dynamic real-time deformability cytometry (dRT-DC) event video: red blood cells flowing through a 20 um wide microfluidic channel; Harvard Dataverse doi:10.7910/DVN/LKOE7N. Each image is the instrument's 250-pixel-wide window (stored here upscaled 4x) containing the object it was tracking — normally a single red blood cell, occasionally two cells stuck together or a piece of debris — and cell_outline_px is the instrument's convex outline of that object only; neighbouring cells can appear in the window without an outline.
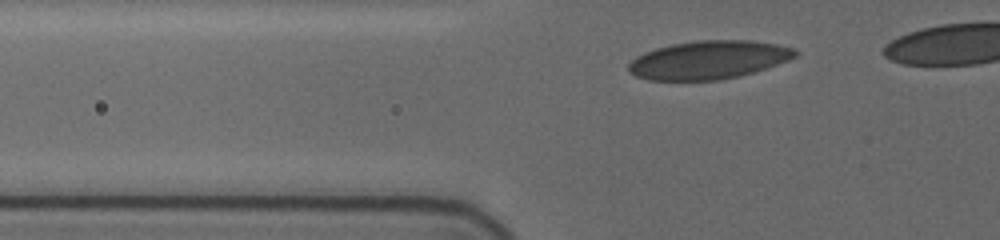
{"species": "human", "species_latin": "Homo sapiens", "temperature_condition": "cold", "stored_images_in_passage": 16, "camera_frame_rate_fps": 3000, "um_per_image_px": 0.085, "donor": {"sex": "female"}, "frame": {"image": 1, "passage_image": 3, "time_ms": 1.0, "image_size_px": [1000, 240], "cell_outline_px": [[800, 52], [796, 56], [788, 60], [752, 72], [736, 76], [716, 80], [648, 80], [636, 76], [628, 72], [628, 64], [636, 56], [644, 52], [656, 48], [672, 44], [700, 40], [748, 40], [776, 44], [792, 48]], "centroid_in_image_um": [60.19, 5.08], "position_along_channel_um": 65.6, "area_um2": 36.93}}
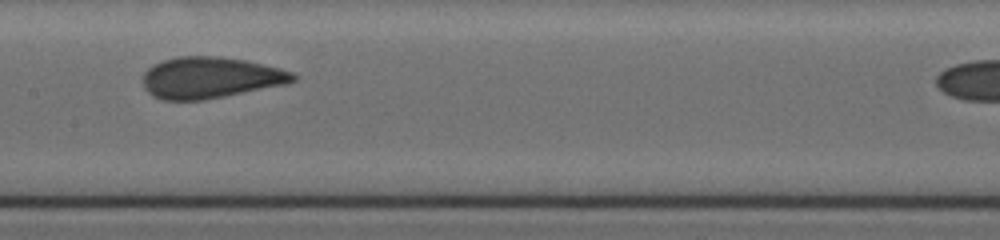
{"frame": {"image": 2, "passage_image": 8, "time_ms": 4.667, "image_size_px": [1000, 240], "cell_outline_px": [[300, 76], [296, 80], [288, 84], [204, 100], [160, 100], [152, 96], [144, 88], [144, 72], [148, 68], [164, 60], [176, 56], [220, 56], [244, 60], [280, 68], [292, 72]], "centroid_in_image_um": [17.91, 6.61], "position_along_channel_um": 189.5, "area_um2": 36.3}}
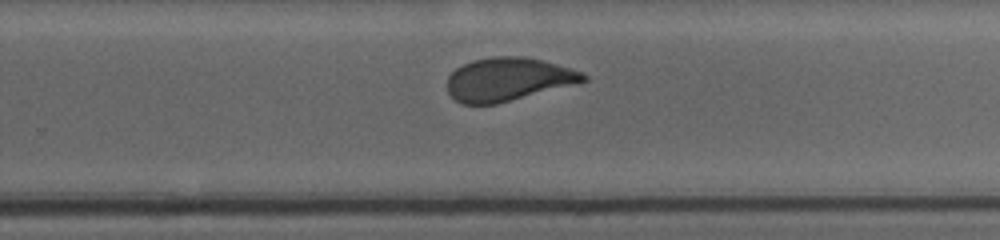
{"frame": {"image": 3, "passage_image": 14, "time_ms": 7.333, "image_size_px": [1000, 240], "cell_outline_px": [[588, 80], [496, 104], [460, 104], [448, 92], [448, 76], [456, 68], [472, 60], [492, 56], [524, 56], [556, 64], [584, 72], [588, 76]], "centroid_in_image_um": [43.17, 6.73], "position_along_channel_um": 286.6, "area_um2": 34.04}}